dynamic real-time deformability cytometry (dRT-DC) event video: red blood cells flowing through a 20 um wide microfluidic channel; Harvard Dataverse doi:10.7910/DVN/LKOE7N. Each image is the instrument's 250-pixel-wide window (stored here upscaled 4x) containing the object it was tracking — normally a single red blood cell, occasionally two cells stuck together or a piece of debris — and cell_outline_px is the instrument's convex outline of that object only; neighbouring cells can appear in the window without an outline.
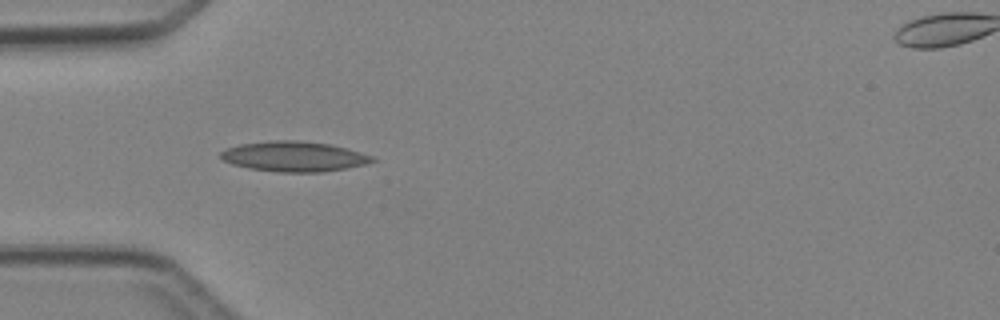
{"species": "Egyptian fruit bat (a non-hibernating species)", "species_latin": "Rousettus aegyptiacus", "temperature_condition": "cold", "stored_images_in_passage": 4, "camera_frame_rate_fps": 3000, "um_per_image_px": 0.085, "animal": {"sex": "female"}, "frame": {"image": 1, "passage_image": 3, "time_ms": 3.0, "image_size_px": [1000, 320], "cell_outline_px": [[376, 160], [364, 164], [324, 172], [276, 172], [248, 168], [232, 164], [224, 160], [220, 156], [220, 152], [228, 148], [240, 144], [272, 140], [296, 140], [332, 144], [360, 152], [372, 156]], "centroid_in_image_um": [24.97, 13.3], "position_along_channel_um": 60.0, "area_um2": 26.53}}
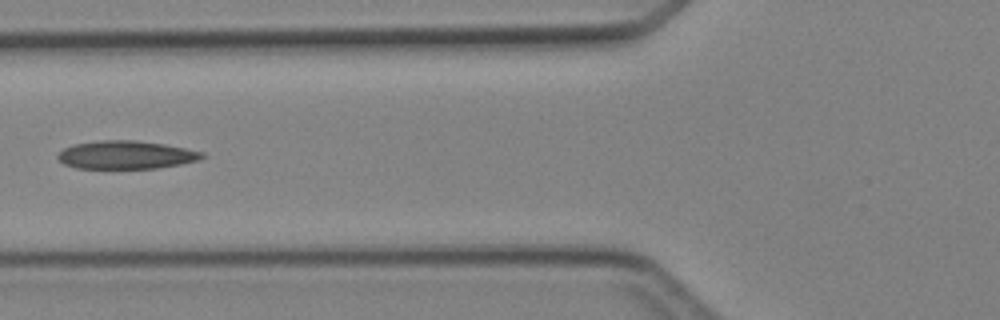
{"frame": {"image": 2, "passage_image": 4, "time_ms": 4.333, "image_size_px": [1000, 320], "cell_outline_px": [[204, 156], [200, 160], [180, 164], [156, 168], [76, 168], [64, 164], [56, 156], [64, 148], [76, 144], [100, 140], [136, 140], [164, 144], [204, 152]], "centroid_in_image_um": [10.72, 13.16], "position_along_channel_um": 115.1, "area_um2": 23.52}}